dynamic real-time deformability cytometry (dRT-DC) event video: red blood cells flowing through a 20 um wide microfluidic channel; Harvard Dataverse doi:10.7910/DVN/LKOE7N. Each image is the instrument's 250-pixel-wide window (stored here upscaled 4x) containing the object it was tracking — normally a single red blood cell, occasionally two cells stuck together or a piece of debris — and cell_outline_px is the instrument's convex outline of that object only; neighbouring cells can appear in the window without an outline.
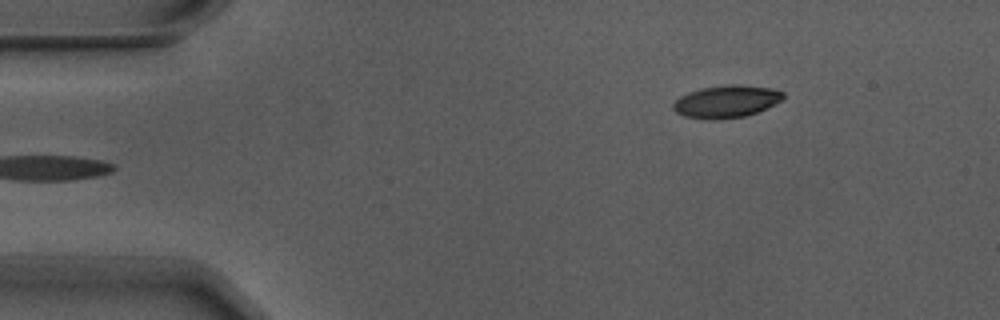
{"species": "Egyptian fruit bat (a non-hibernating species)", "species_latin": "Rousettus aegyptiacus", "temperature_condition": "warm", "stored_images_in_passage": 4, "camera_frame_rate_fps": 3000, "um_per_image_px": 0.085, "animal": {"sex": "male"}, "frame": {"image": 1, "passage_image": 4, "time_ms": 1.0, "image_size_px": [1000, 320], "cell_outline_px": [[784, 100], [756, 112], [744, 116], [716, 120], [708, 120], [684, 116], [676, 112], [672, 108], [672, 104], [680, 96], [688, 92], [700, 88], [732, 84], [772, 88], [784, 92]], "centroid_in_image_um": [61.72, 8.63], "position_along_channel_um": 23.3, "area_um2": 20.81}}